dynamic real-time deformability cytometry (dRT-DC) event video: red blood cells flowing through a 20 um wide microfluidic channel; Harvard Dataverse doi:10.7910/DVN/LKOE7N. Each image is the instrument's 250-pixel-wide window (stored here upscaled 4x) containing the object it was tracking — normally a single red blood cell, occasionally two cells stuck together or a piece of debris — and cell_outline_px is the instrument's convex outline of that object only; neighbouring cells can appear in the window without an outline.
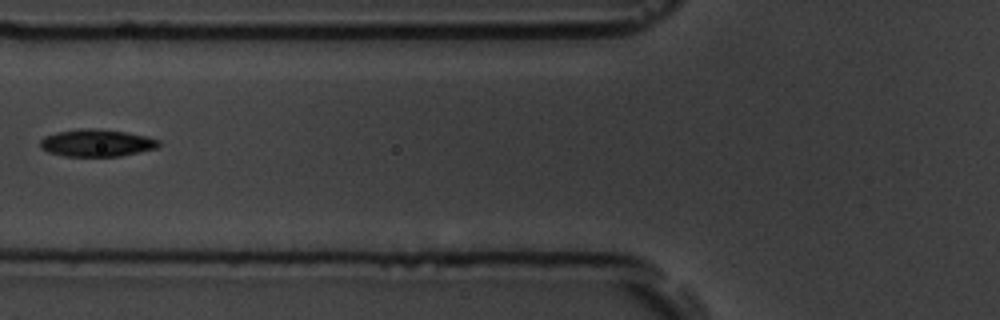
{"species": "common noctule bat (a hibernating species)", "species_latin": "Nyctalus noctula", "temperature_condition": "room temperature", "stored_images_in_passage": 7, "camera_frame_rate_fps": 3000, "um_per_image_px": 0.085, "animal": {"sex": "male", "body_mass_g": 19.5, "forearm_length_mm": 54.6}, "frame": {"image": 1, "passage_image": 7, "time_ms": 7.0, "image_size_px": [1000, 320], "cell_outline_px": [[160, 144], [156, 148], [120, 156], [64, 156], [48, 152], [40, 148], [40, 140], [44, 136], [56, 132], [80, 128], [96, 128], [124, 132], [148, 136], [160, 140]], "centroid_in_image_um": [8.19, 12.14], "position_along_channel_um": 117.6, "area_um2": 18.9}}